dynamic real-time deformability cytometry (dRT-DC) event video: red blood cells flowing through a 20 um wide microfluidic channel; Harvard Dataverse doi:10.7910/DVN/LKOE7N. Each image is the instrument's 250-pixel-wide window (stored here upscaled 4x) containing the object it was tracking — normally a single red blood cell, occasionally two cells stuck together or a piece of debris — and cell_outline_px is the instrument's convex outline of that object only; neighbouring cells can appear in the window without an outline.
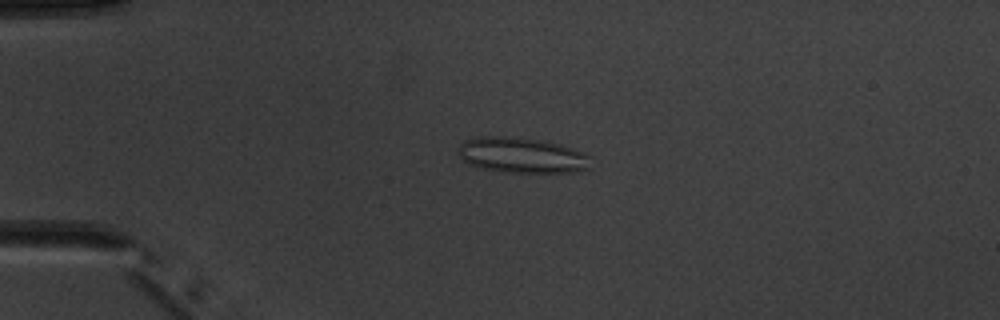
{"species": "common noctule bat (a hibernating species)", "species_latin": "Nyctalus noctula", "temperature_condition": "warm", "stored_images_in_passage": 5, "camera_frame_rate_fps": 3000, "um_per_image_px": 0.085, "animal": {"sex": "male", "body_mass_g": 20.1, "forearm_length_mm": 53.5}, "frame": {"image": 1, "passage_image": 3, "time_ms": 2.333, "image_size_px": [1000, 320], "cell_outline_px": [[588, 168], [576, 172], [504, 172], [480, 168], [468, 164], [456, 152], [460, 144], [464, 140], [480, 136], [504, 136], [544, 140], [560, 144], [584, 152], [588, 156]], "centroid_in_image_um": [44.3, 13.18], "position_along_channel_um": 40.7, "area_um2": 27.46}}
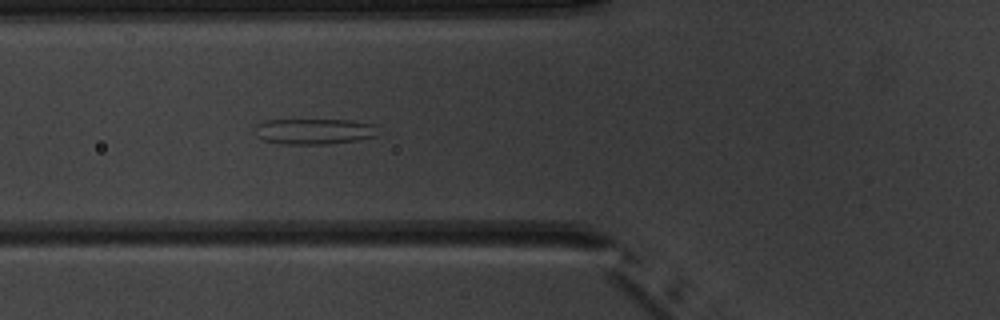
{"frame": {"image": 2, "passage_image": 5, "time_ms": 4.667, "image_size_px": [1000, 320], "cell_outline_px": [[376, 136], [360, 140], [328, 144], [280, 144], [264, 140], [256, 136], [252, 128], [256, 124], [264, 120], [348, 120], [372, 124]], "centroid_in_image_um": [26.59, 11.17], "position_along_channel_um": 99.2, "area_um2": 18.5}}